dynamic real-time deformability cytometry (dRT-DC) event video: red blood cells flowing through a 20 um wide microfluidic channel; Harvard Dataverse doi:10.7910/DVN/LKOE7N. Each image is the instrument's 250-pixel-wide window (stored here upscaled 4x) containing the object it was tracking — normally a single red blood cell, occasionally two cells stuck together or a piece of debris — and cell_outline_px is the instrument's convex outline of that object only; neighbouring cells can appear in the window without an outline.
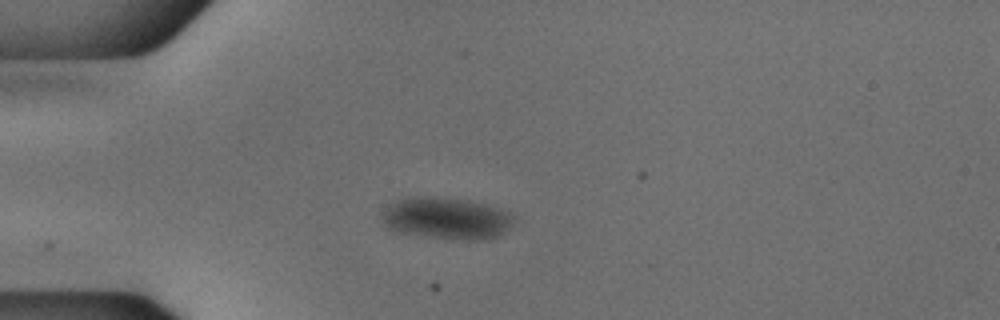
{"species": "common noctule bat (a hibernating species)", "species_latin": "Nyctalus noctula", "temperature_condition": "cold", "stored_images_in_passage": 40, "camera_frame_rate_fps": 3000, "um_per_image_px": 0.085, "animal": {"sex": "male", "body_mass_g": 18.8}, "frame": {"image": 1, "passage_image": 1, "time_ms": 0.0, "image_size_px": [1000, 320], "cell_outline_px": [[516, 220], [512, 224], [496, 236], [488, 240], [468, 240], [404, 232], [392, 228], [380, 216], [380, 212], [388, 204], [412, 196], [436, 196], [468, 200], [484, 204], [508, 212], [516, 216]], "centroid_in_image_um": [37.98, 18.52], "position_along_channel_um": 47.0, "area_um2": 31.5}}
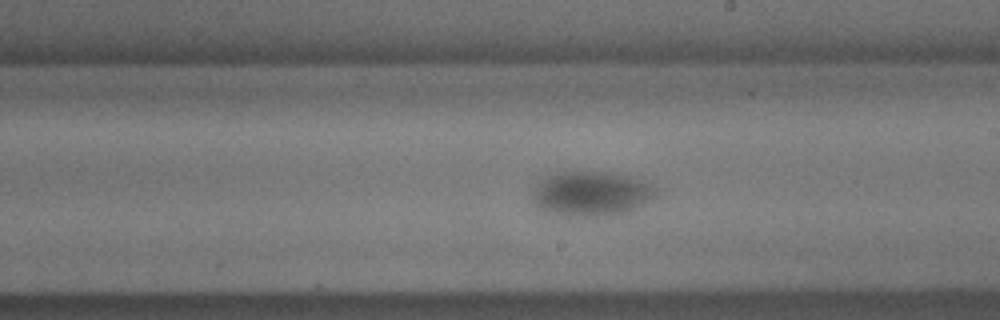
{"frame": {"image": 2, "passage_image": 18, "time_ms": 5.667, "image_size_px": [1000, 320], "cell_outline_px": [[660, 188], [656, 196], [624, 212], [600, 216], [564, 216], [544, 212], [536, 208], [532, 200], [536, 184], [544, 176], [556, 172], [600, 172], [628, 176], [652, 184]], "centroid_in_image_um": [50.19, 16.46], "position_along_channel_um": 238.8, "area_um2": 32.08}}
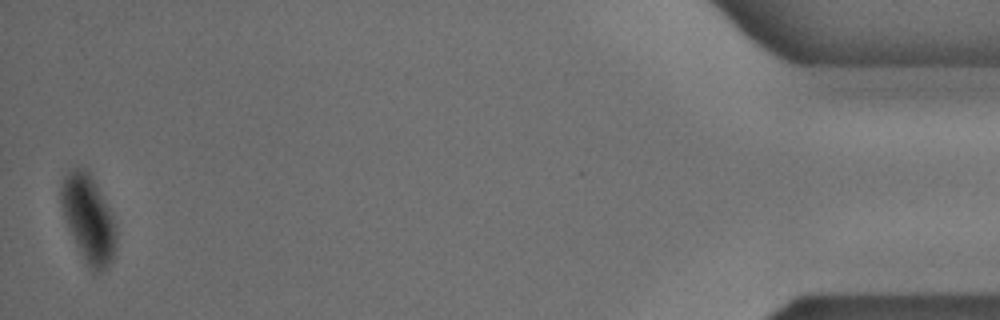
{"frame": {"image": 3, "passage_image": 40, "time_ms": 13.0, "image_size_px": [1000, 320], "cell_outline_px": [[116, 248], [112, 260], [108, 268], [100, 272], [92, 272], [84, 260], [68, 228], [60, 204], [60, 184], [64, 176], [72, 168], [80, 168], [88, 172], [96, 184], [112, 212], [116, 224]], "centroid_in_image_um": [7.53, 18.62], "position_along_channel_um": 427.7, "area_um2": 28.21}}